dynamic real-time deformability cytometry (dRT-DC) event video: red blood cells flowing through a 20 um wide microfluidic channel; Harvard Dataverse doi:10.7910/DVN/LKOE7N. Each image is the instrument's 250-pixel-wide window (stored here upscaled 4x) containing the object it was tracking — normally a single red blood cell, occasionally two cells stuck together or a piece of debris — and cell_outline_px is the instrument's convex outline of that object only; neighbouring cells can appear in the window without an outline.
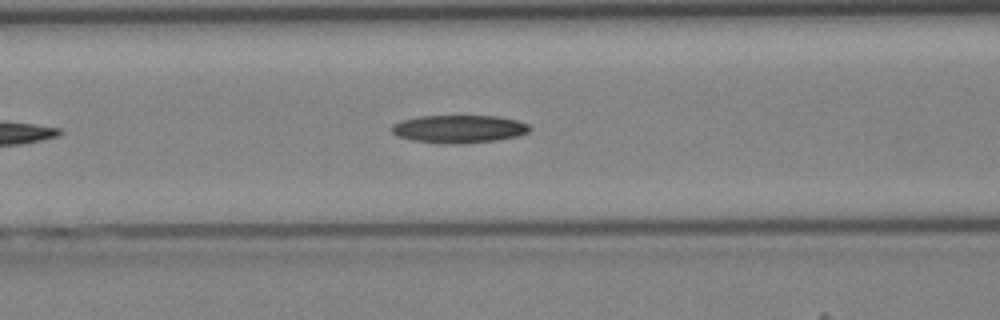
{"species": "Egyptian fruit bat (a non-hibernating species)", "species_latin": "Rousettus aegyptiacus", "temperature_condition": "cold", "stored_images_in_passage": 20, "camera_frame_rate_fps": 3000, "um_per_image_px": 0.085, "animal": {"sex": "female"}, "frame": {"image": 1, "passage_image": 6, "time_ms": 1.667, "image_size_px": [1000, 320], "cell_outline_px": [[532, 128], [528, 132], [516, 136], [496, 140], [464, 144], [444, 144], [412, 140], [396, 136], [388, 128], [392, 124], [404, 120], [420, 116], [500, 116], [516, 120], [528, 124]], "centroid_in_image_um": [38.98, 10.97], "position_along_channel_um": 127.6, "area_um2": 22.6}}